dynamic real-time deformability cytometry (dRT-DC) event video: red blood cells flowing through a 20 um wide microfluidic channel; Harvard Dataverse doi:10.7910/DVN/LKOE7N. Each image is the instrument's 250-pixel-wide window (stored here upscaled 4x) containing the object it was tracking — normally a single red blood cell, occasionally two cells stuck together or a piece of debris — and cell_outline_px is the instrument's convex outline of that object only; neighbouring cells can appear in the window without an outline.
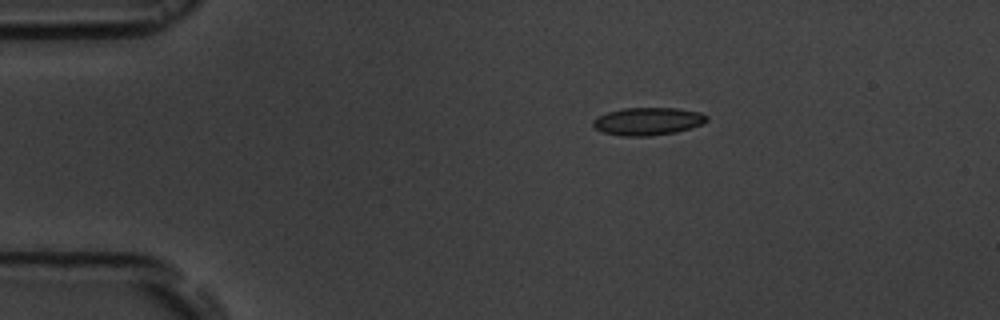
{"species": "common noctule bat (a hibernating species)", "species_latin": "Nyctalus noctula", "temperature_condition": "room temperature", "stored_images_in_passage": 4, "camera_frame_rate_fps": 3000, "um_per_image_px": 0.085, "animal": {"sex": "male", "body_mass_g": 19.5, "forearm_length_mm": 54.6}, "frame": {"image": 1, "passage_image": 1, "time_ms": 0.0, "image_size_px": [1000, 320], "cell_outline_px": [[708, 120], [704, 124], [676, 132], [648, 136], [620, 136], [604, 132], [596, 128], [592, 124], [592, 120], [608, 112], [624, 108], [676, 108], [700, 112], [708, 116]], "centroid_in_image_um": [55.1, 10.31], "position_along_channel_um": 29.9, "area_um2": 18.32}}
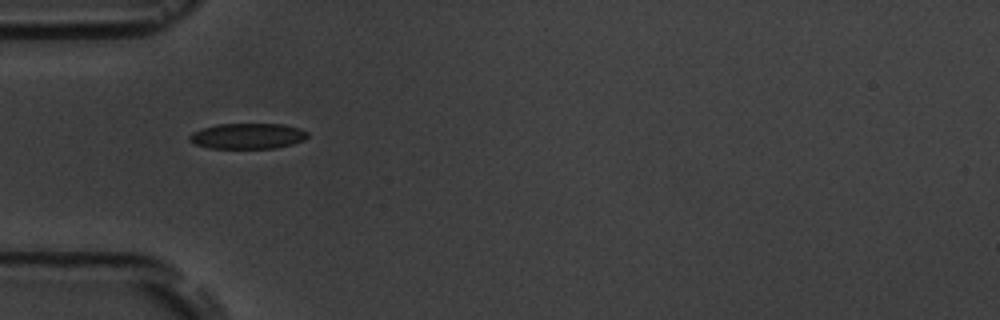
{"frame": {"image": 2, "passage_image": 3, "time_ms": 2.333, "image_size_px": [1000, 320], "cell_outline_px": [[308, 136], [304, 140], [292, 144], [276, 148], [208, 148], [196, 144], [188, 140], [188, 136], [192, 132], [216, 124], [284, 124], [300, 128], [308, 132]], "centroid_in_image_um": [21.06, 11.56], "position_along_channel_um": 63.9, "area_um2": 17.69}}
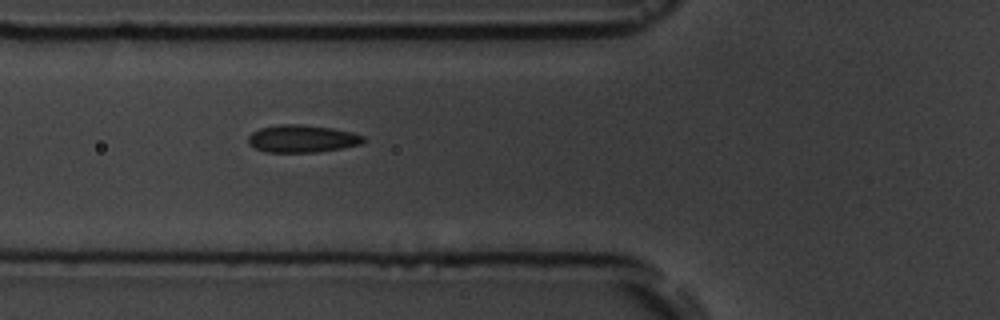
{"frame": {"image": 3, "passage_image": 4, "time_ms": 3.333, "image_size_px": [1000, 320], "cell_outline_px": [[364, 140], [360, 144], [340, 148], [316, 152], [264, 152], [248, 144], [248, 136], [252, 132], [260, 128], [280, 124], [300, 124], [332, 128], [352, 132], [364, 136]], "centroid_in_image_um": [25.64, 11.78], "position_along_channel_um": 100.2, "area_um2": 18.38}}